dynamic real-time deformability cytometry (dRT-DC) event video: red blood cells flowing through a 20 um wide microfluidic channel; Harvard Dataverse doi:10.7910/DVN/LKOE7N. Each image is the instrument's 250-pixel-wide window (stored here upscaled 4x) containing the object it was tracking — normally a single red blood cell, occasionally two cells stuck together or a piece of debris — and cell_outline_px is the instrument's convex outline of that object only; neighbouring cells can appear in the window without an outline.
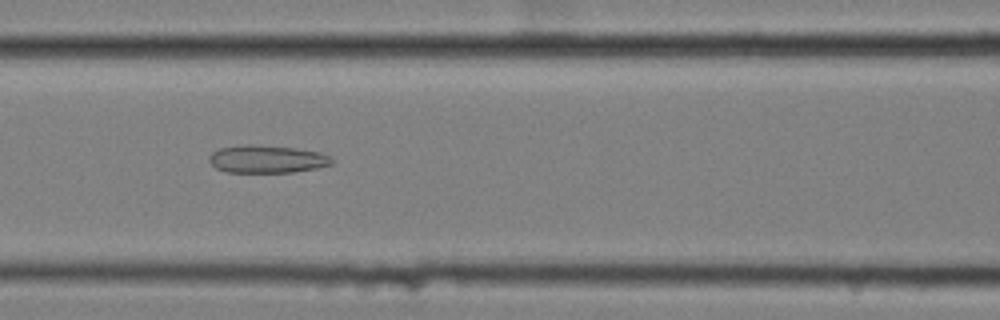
{"species": "common noctule bat (a hibernating species)", "species_latin": "Nyctalus noctula", "temperature_condition": "cold", "stored_images_in_passage": 42, "camera_frame_rate_fps": 3000, "um_per_image_px": 0.085, "animal": {"sex": "female", "body_mass_g": 25.1}, "frame": {"image": 1, "passage_image": 9, "time_ms": 2.667, "image_size_px": [1000, 320], "cell_outline_px": [[336, 160], [332, 164], [316, 168], [292, 172], [228, 172], [216, 168], [208, 160], [208, 156], [212, 152], [220, 148], [248, 144], [252, 144], [296, 148], [320, 152], [332, 156]], "centroid_in_image_um": [22.73, 13.52], "position_along_channel_um": 143.9, "area_um2": 19.94}}
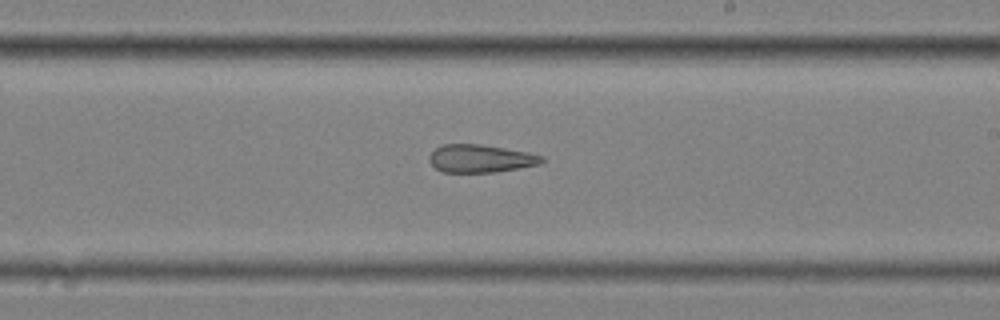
{"frame": {"image": 2, "passage_image": 18, "time_ms": 5.667, "image_size_px": [1000, 320], "cell_outline_px": [[544, 160], [540, 164], [496, 172], [440, 172], [428, 160], [428, 156], [440, 144], [480, 144], [528, 152], [544, 156]], "centroid_in_image_um": [40.83, 13.47], "position_along_channel_um": 248.2, "area_um2": 18.32}}
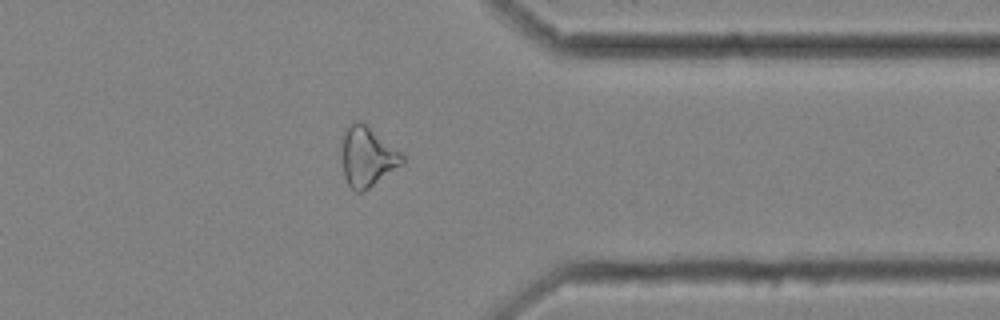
{"frame": {"image": 3, "passage_image": 30, "time_ms": 9.667, "image_size_px": [1000, 320], "cell_outline_px": [[404, 164], [364, 192], [356, 192], [348, 184], [344, 176], [340, 156], [340, 144], [344, 128], [352, 120], [360, 120], [368, 124], [400, 152], [404, 156]], "centroid_in_image_um": [31.18, 13.28], "position_along_channel_um": 380.2, "area_um2": 21.96}, "authors_computed_cell_mechanics": {"area_um2": 20.5479, "velocity_mm_per_s": 3.4826, "shape_relaxation_time_tau1_ms": null, "shape_relaxation_time_tau2_ms": 4.5746, "deformation_change_tau1": null, "deformation_change_tau2": 0.1538}}